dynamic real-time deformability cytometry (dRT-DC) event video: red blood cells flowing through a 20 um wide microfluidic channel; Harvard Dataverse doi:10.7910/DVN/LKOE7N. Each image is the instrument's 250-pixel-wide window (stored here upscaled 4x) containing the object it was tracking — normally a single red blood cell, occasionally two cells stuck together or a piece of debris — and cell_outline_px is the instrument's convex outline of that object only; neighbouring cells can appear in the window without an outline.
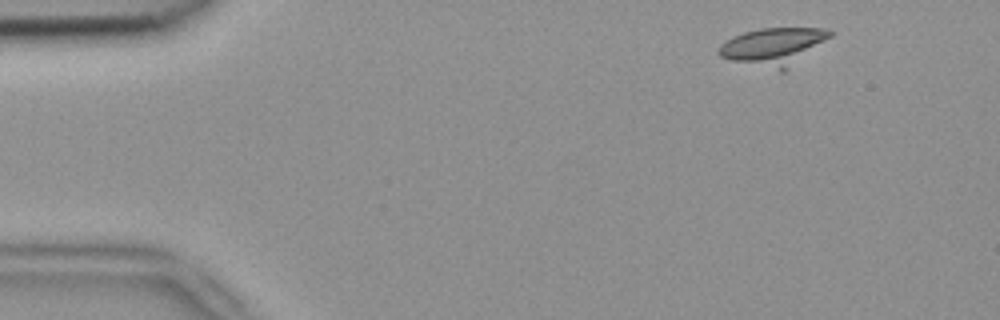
{"species": "common noctule bat (a hibernating species)", "species_latin": "Nyctalus noctula", "temperature_condition": "room temperature", "stored_images_in_passage": 9, "camera_frame_rate_fps": 3000, "um_per_image_px": 0.085, "animal": {"sex": "female", "body_mass_g": 18.4}, "frame": {"image": 1, "passage_image": 1, "time_ms": 0.0, "image_size_px": [1000, 320], "cell_outline_px": [[836, 32], [832, 36], [784, 72], [780, 72], [732, 60], [720, 56], [716, 52], [716, 48], [720, 44], [732, 36], [744, 32], [760, 28], [824, 28]], "centroid_in_image_um": [65.74, 3.95], "position_along_channel_um": 19.3, "area_um2": 24.51}}
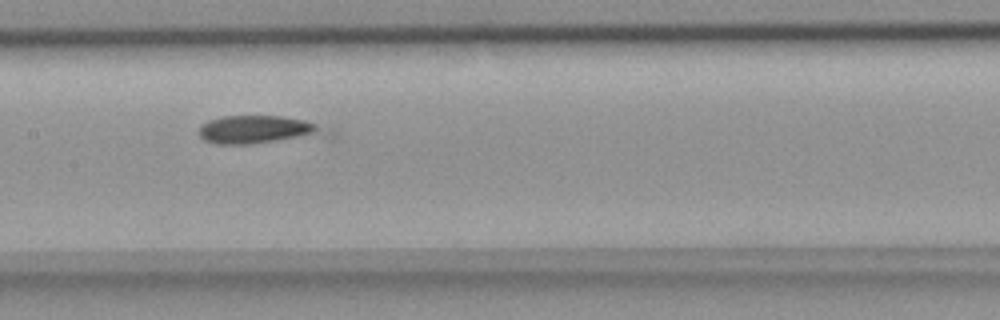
{"frame": {"image": 2, "passage_image": 7, "time_ms": 2.0, "image_size_px": [1000, 320], "cell_outline_px": [[336, 136], [332, 140], [248, 144], [216, 144], [204, 140], [200, 136], [200, 124], [208, 120], [224, 116], [280, 116], [304, 120], [332, 128], [336, 132]], "centroid_in_image_um": [22.34, 11.08], "position_along_channel_um": 185.1, "area_um2": 22.83}}
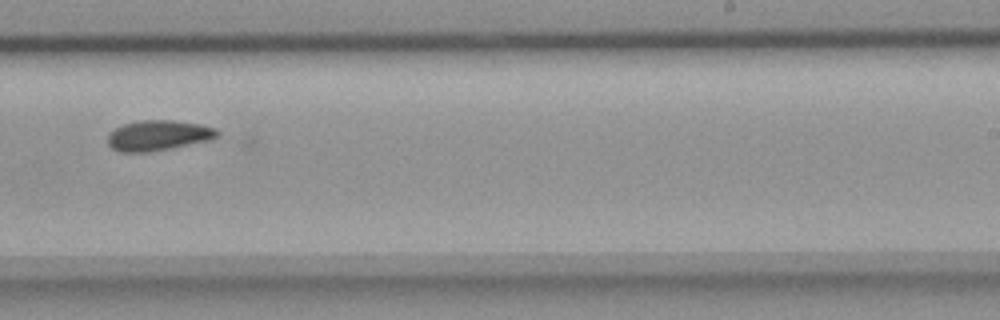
{"frame": {"image": 3, "passage_image": 9, "time_ms": 2.667, "image_size_px": [1000, 320], "cell_outline_px": [[220, 136], [212, 140], [172, 148], [148, 152], [120, 152], [112, 148], [108, 144], [108, 136], [116, 128], [124, 124], [140, 120], [172, 120], [200, 124], [216, 128], [220, 132]], "centroid_in_image_um": [13.52, 11.51], "position_along_channel_um": 275.5, "area_um2": 19.48}}